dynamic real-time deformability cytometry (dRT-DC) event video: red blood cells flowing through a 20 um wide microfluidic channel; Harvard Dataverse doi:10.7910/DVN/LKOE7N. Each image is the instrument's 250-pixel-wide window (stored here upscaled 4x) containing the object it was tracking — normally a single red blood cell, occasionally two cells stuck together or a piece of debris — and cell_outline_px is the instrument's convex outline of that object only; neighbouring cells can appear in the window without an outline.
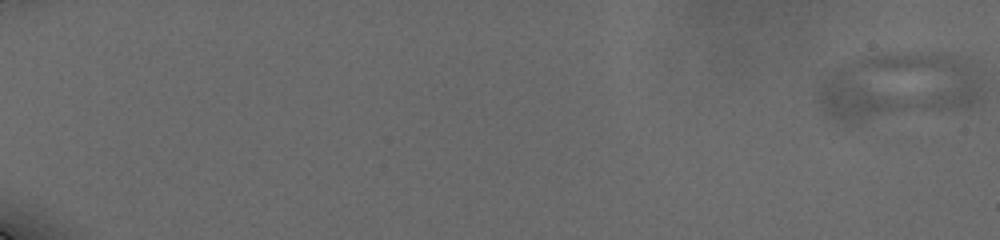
{"species": "human", "species_latin": "Homo sapiens", "temperature_condition": "cold", "stored_images_in_passage": 20, "camera_frame_rate_fps": 3000, "um_per_image_px": 0.085, "donor": {"sex": "male"}, "frame": {"image": 1, "passage_image": 1, "time_ms": 0.0, "image_size_px": [1000, 240], "cell_outline_px": [[984, 92], [980, 104], [968, 108], [848, 128], [840, 128], [824, 116], [820, 112], [816, 100], [816, 92], [820, 84], [824, 80], [840, 68], [856, 60], [868, 56], [884, 52], [944, 52], [952, 56], [972, 68], [980, 76]], "centroid_in_image_um": [76.31, 7.51], "position_along_channel_um": 8.7, "area_um2": 68.84}}
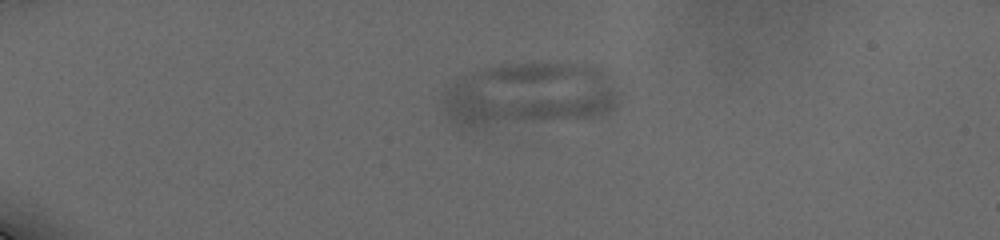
{"frame": {"image": 2, "passage_image": 15, "time_ms": 5.333, "image_size_px": [1000, 240], "cell_outline_px": [[620, 104], [616, 108], [600, 116], [464, 128], [456, 124], [444, 112], [444, 100], [448, 88], [456, 80], [464, 76], [488, 68], [504, 64], [556, 64], [596, 68], [620, 88]], "centroid_in_image_um": [45.02, 8.07], "position_along_channel_um": 40.0, "area_um2": 64.56}}